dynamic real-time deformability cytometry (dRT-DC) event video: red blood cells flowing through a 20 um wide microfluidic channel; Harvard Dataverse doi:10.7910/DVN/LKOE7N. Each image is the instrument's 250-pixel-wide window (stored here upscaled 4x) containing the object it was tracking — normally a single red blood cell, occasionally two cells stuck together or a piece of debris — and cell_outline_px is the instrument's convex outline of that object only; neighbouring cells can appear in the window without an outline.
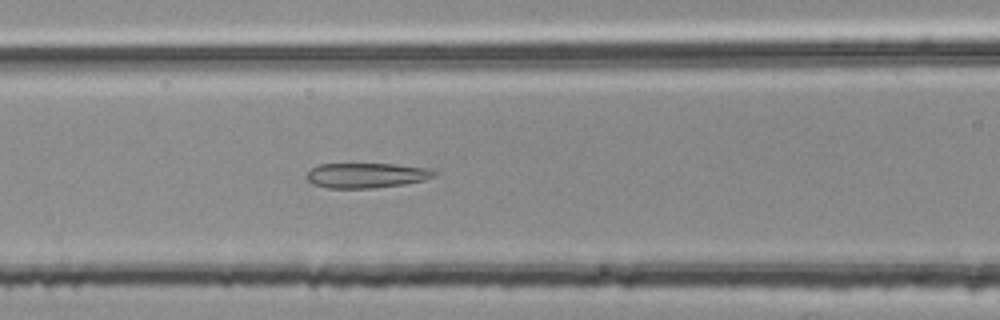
{"species": "common noctule bat (a hibernating species)", "species_latin": "Nyctalus noctula", "temperature_condition": "room temperature", "stored_images_in_passage": 43, "camera_frame_rate_fps": 3000, "um_per_image_px": 0.085, "animal": {"sex": "female", "body_mass_g": 25.1}, "frame": {"image": 1, "passage_image": 15, "time_ms": 4.667, "image_size_px": [1000, 320], "cell_outline_px": [[436, 176], [424, 180], [404, 184], [372, 188], [328, 188], [312, 184], [308, 180], [308, 172], [312, 168], [320, 164], [396, 164], [428, 168], [436, 172]], "centroid_in_image_um": [31.17, 14.91], "position_along_channel_um": 135.4, "area_um2": 18.5}}
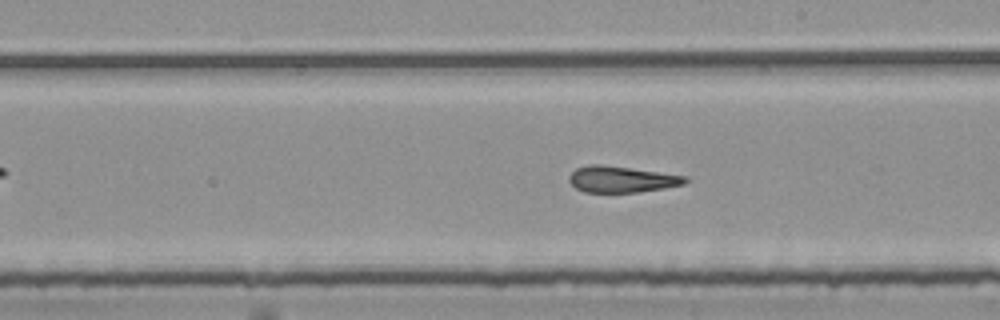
{"frame": {"image": 2, "passage_image": 23, "time_ms": 7.333, "image_size_px": [1000, 320], "cell_outline_px": [[688, 180], [684, 184], [664, 188], [636, 192], [584, 192], [576, 188], [568, 180], [568, 176], [576, 168], [588, 164], [600, 164], [688, 176]], "centroid_in_image_um": [52.81, 15.23], "position_along_channel_um": 236.2, "area_um2": 17.69}}
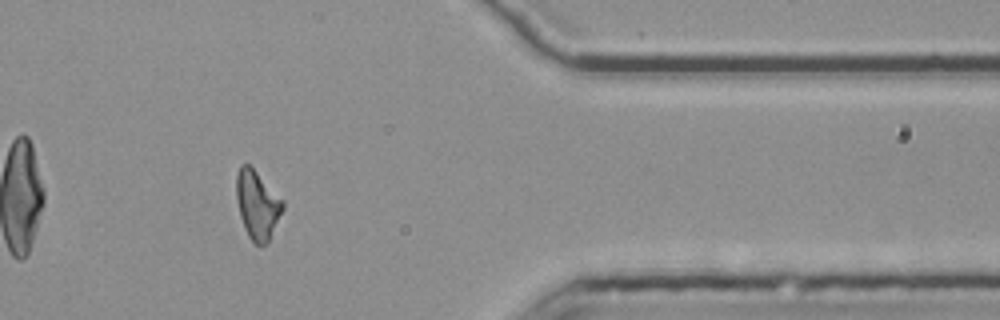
{"frame": {"image": 3, "passage_image": 37, "time_ms": 12.0, "image_size_px": [1000, 320], "cell_outline_px": [[284, 208], [268, 240], [264, 244], [256, 244], [248, 236], [244, 228], [240, 216], [236, 200], [236, 172], [240, 164], [248, 164], [284, 200]], "centroid_in_image_um": [21.85, 17.38], "position_along_channel_um": 389.6, "area_um2": 18.32}, "authors_computed_cell_mechanics": {"area_um2": 18.5538, "velocity_mm_per_s": 3.7894, "shape_relaxation_time_tau1_ms": null, "shape_relaxation_time_tau2_ms": 2.0319, "deformation_change_tau1": null, "deformation_change_tau2": 0.1291}}